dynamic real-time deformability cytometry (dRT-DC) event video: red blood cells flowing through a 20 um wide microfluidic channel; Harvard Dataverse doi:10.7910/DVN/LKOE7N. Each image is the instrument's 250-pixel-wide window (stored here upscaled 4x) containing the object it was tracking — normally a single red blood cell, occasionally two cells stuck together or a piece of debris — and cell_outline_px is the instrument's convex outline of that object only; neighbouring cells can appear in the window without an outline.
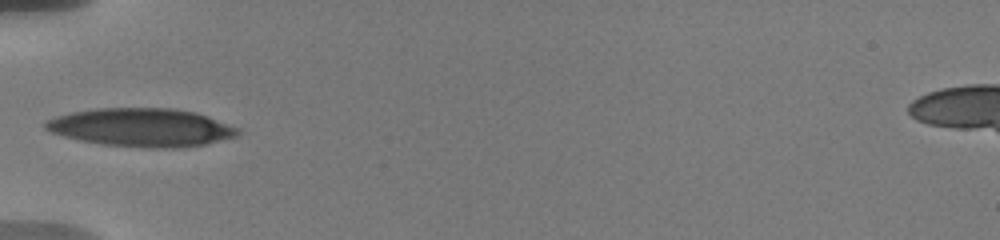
{"species": "human", "species_latin": "Homo sapiens", "temperature_condition": "warm", "stored_images_in_passage": 28, "camera_frame_rate_fps": 3000, "um_per_image_px": 0.085, "donor": {"sex": "male"}, "frame": {"image": 1, "passage_image": 1, "time_ms": 0.0, "image_size_px": [1000, 240], "cell_outline_px": [[240, 132], [236, 136], [204, 144], [176, 148], [152, 148], [104, 144], [80, 140], [64, 136], [52, 132], [44, 128], [44, 124], [48, 120], [56, 116], [72, 112], [92, 108], [176, 108], [196, 112], [208, 116], [240, 128]], "centroid_in_image_um": [12.04, 10.82], "position_along_channel_um": 73.0, "area_um2": 42.83}}
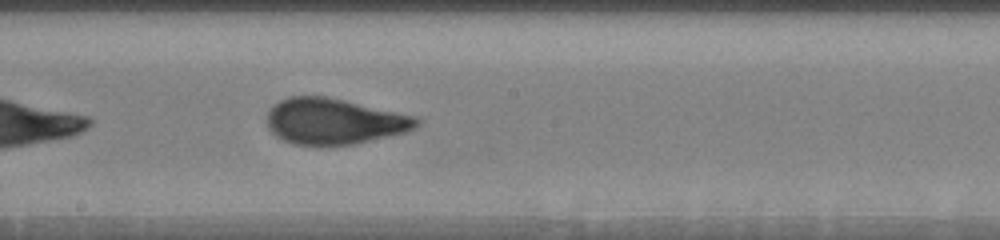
{"frame": {"image": 2, "passage_image": 14, "time_ms": 4.0, "image_size_px": [1000, 240], "cell_outline_px": [[424, 120], [416, 128], [408, 132], [356, 144], [316, 148], [292, 144], [276, 136], [268, 128], [268, 112], [280, 100], [288, 96], [324, 96], [344, 100], [420, 116]], "centroid_in_image_um": [28.48, 10.35], "position_along_channel_um": 219.7, "area_um2": 41.15}}
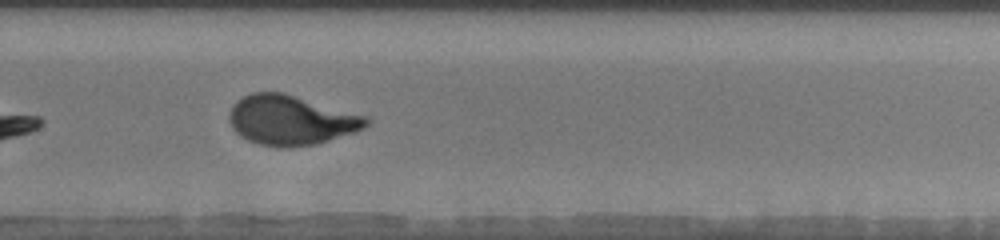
{"frame": {"image": 3, "passage_image": 22, "time_ms": 6.333, "image_size_px": [1000, 240], "cell_outline_px": [[372, 120], [364, 128], [316, 144], [288, 148], [276, 148], [260, 144], [248, 140], [240, 136], [232, 128], [228, 120], [228, 116], [232, 104], [236, 100], [252, 92], [284, 92], [368, 116]], "centroid_in_image_um": [24.71, 10.21], "position_along_channel_um": 305.1, "area_um2": 40.06}}